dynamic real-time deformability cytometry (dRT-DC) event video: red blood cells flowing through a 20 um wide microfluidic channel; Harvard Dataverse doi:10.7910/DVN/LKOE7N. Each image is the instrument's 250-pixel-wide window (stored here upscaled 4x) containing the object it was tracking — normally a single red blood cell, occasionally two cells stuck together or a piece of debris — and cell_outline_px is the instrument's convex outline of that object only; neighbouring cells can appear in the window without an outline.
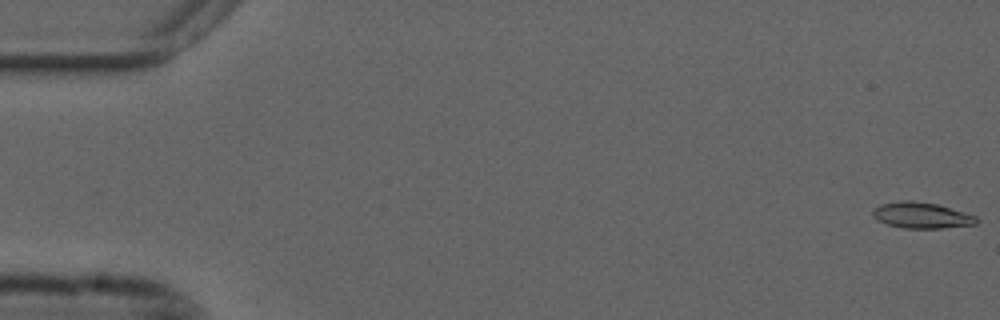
{"species": "common noctule bat (a hibernating species)", "species_latin": "Nyctalus noctula", "temperature_condition": "cold", "stored_images_in_passage": 55, "camera_frame_rate_fps": 3000, "um_per_image_px": 0.085, "animal": {"sex": "male", "forearm_length_mm": 52.5}, "frame": {"image": 1, "passage_image": 1, "time_ms": 0.0, "image_size_px": [1000, 320], "cell_outline_px": [[980, 220], [976, 224], [940, 228], [904, 228], [888, 224], [876, 220], [872, 216], [872, 208], [880, 204], [900, 200], [912, 200], [936, 204], [964, 212], [976, 216]], "centroid_in_image_um": [78.29, 18.29], "position_along_channel_um": 6.7, "area_um2": 15.78}}
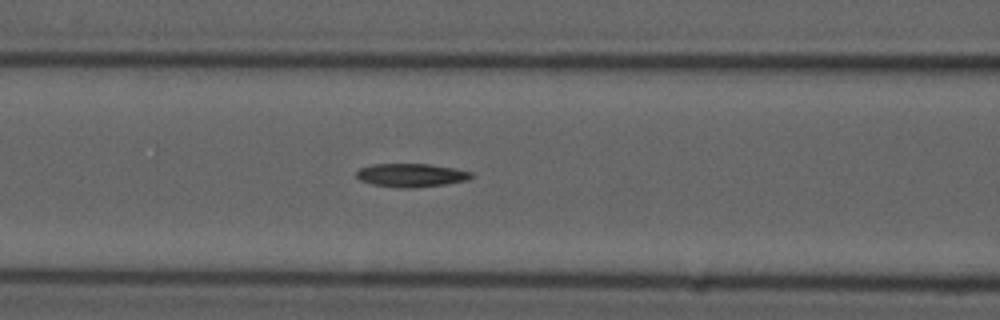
{"frame": {"image": 2, "passage_image": 23, "time_ms": 7.333, "image_size_px": [1000, 320], "cell_outline_px": [[472, 176], [468, 180], [444, 184], [412, 188], [400, 188], [372, 184], [360, 180], [356, 176], [356, 172], [360, 168], [372, 164], [428, 164], [452, 168], [472, 172]], "centroid_in_image_um": [34.92, 14.89], "position_along_channel_um": 131.7, "area_um2": 15.55}}
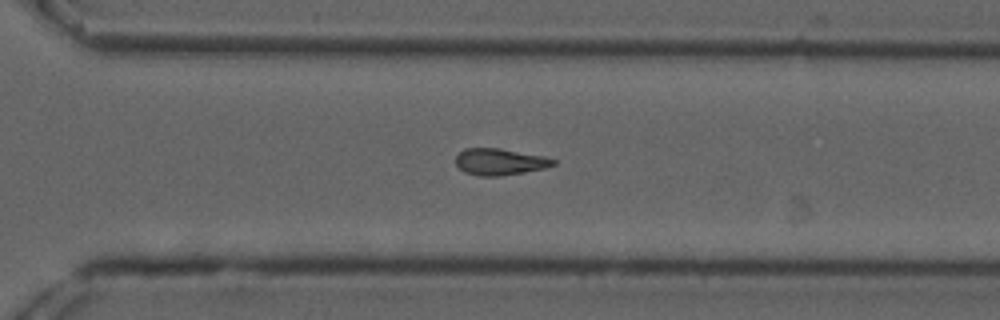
{"frame": {"image": 3, "passage_image": 39, "time_ms": 12.667, "image_size_px": [1000, 320], "cell_outline_px": [[556, 164], [544, 168], [524, 172], [500, 176], [480, 176], [464, 172], [456, 164], [456, 156], [464, 148], [500, 148], [544, 156], [556, 160]], "centroid_in_image_um": [42.48, 13.75], "position_along_channel_um": 328.1, "area_um2": 15.09}, "authors_computed_cell_mechanics": {"area_um2": 15.4326, "velocity_mm_per_s": 3.6975, "shape_relaxation_time_tau1_ms": null, "shape_relaxation_time_tau2_ms": 6.9812, "deformation_change_tau1": null, "deformation_change_tau2": 0.1572}}